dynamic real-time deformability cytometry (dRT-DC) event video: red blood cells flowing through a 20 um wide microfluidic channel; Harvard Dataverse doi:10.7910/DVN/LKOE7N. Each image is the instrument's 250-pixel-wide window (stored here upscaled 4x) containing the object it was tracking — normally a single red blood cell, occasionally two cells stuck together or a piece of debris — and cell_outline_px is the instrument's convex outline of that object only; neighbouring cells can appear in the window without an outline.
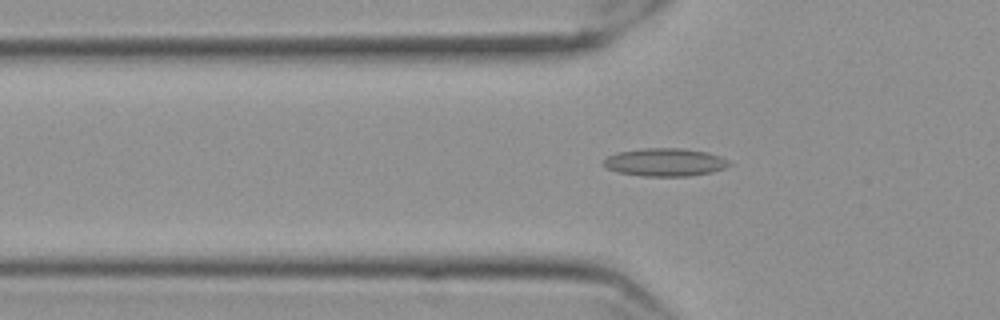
{"species": "Egyptian fruit bat (a non-hibernating species)", "species_latin": "Rousettus aegyptiacus", "temperature_condition": "cold", "stored_images_in_passage": 57, "camera_frame_rate_fps": 3000, "um_per_image_px": 0.085, "frame": {"image": 1, "passage_image": 19, "time_ms": 6.0, "image_size_px": [1000, 320], "cell_outline_px": [[732, 164], [728, 168], [712, 172], [688, 176], [640, 176], [616, 172], [608, 168], [604, 164], [604, 160], [608, 156], [616, 152], [640, 148], [684, 148], [708, 152], [720, 156], [728, 160]], "centroid_in_image_um": [56.56, 13.78], "position_along_channel_um": 69.2, "area_um2": 20.75}}
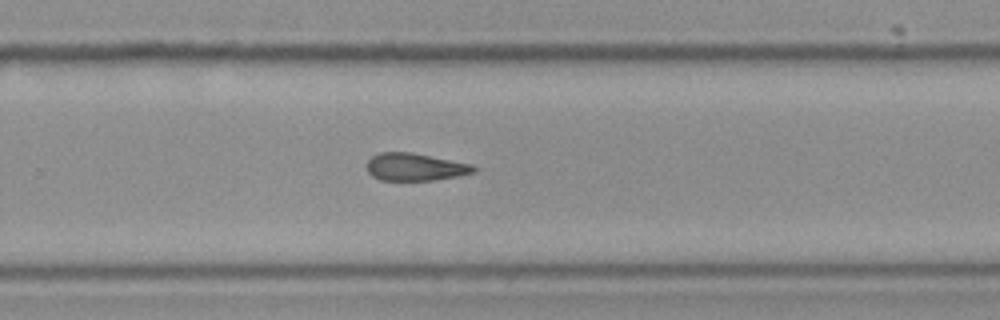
{"frame": {"image": 2, "passage_image": 38, "time_ms": 12.333, "image_size_px": [1000, 320], "cell_outline_px": [[476, 172], [436, 180], [380, 180], [372, 176], [368, 172], [364, 164], [372, 156], [380, 152], [412, 152], [472, 164], [476, 168]], "centroid_in_image_um": [35.25, 14.19], "position_along_channel_um": 294.6, "area_um2": 17.28}}
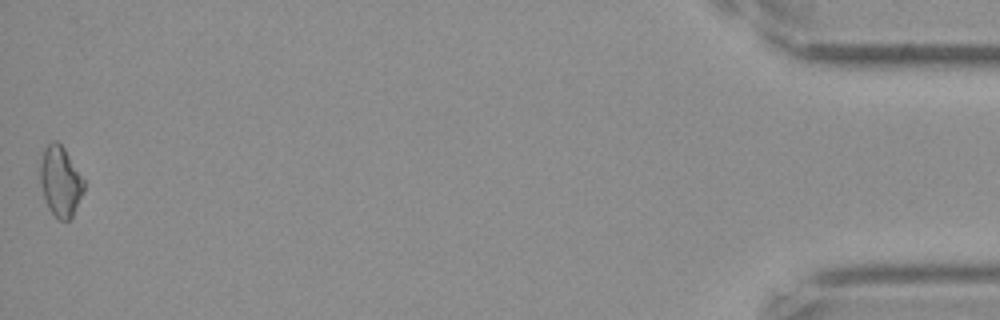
{"frame": {"image": 3, "passage_image": 57, "time_ms": 18.667, "image_size_px": [1000, 320], "cell_outline_px": [[84, 192], [72, 216], [68, 220], [60, 220], [48, 208], [40, 184], [40, 164], [44, 148], [52, 140], [56, 140], [64, 148], [84, 180]], "centroid_in_image_um": [5.13, 15.41], "position_along_channel_um": 430.1, "area_um2": 17.69}, "authors_computed_cell_mechanics": {"area_um2": 17.8024, "velocity_mm_per_s": 3.5559, "shape_relaxation_time_tau1_ms": null, "shape_relaxation_time_tau2_ms": 8.8514, "deformation_change_tau1": null, "deformation_change_tau2": 0.1975}}